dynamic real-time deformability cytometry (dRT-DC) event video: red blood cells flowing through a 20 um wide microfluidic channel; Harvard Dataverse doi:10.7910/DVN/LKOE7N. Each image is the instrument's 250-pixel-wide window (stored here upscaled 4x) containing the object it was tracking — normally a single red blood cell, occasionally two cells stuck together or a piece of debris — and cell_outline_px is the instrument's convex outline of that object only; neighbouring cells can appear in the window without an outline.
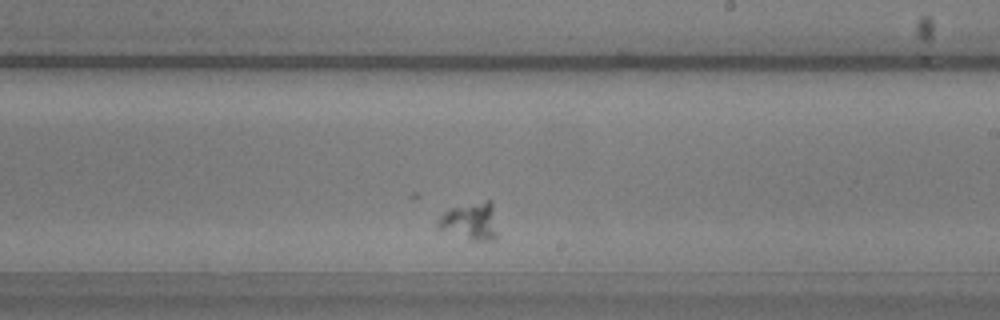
{"species": "common noctule bat (a hibernating species)", "species_latin": "Nyctalus noctula", "temperature_condition": "warm", "stored_images_in_passage": 30, "camera_frame_rate_fps": 3000, "um_per_image_px": 0.085, "animal": {"sex": "male", "body_mass_g": 20.5, "forearm_length_mm": 52.5}, "frame": {"image": 1, "passage_image": 18, "time_ms": 5.667, "image_size_px": [1000, 320], "cell_outline_px": [[496, 236], [492, 240], [472, 240], [436, 228], [436, 224], [440, 216], [444, 212], [452, 208], [484, 200], [492, 200], [496, 232]], "centroid_in_image_um": [39.96, 18.79], "position_along_channel_um": 249.0, "area_um2": 12.77}}